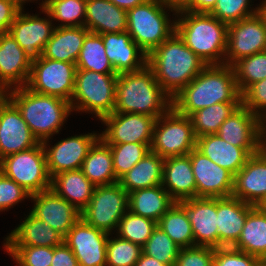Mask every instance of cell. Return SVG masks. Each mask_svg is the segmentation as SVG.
<instances>
[{
	"label": "cell",
	"instance_id": "1",
	"mask_svg": "<svg viewBox=\"0 0 266 266\" xmlns=\"http://www.w3.org/2000/svg\"><path fill=\"white\" fill-rule=\"evenodd\" d=\"M218 103H242L234 69L226 64L207 65L172 98V107L185 116Z\"/></svg>",
	"mask_w": 266,
	"mask_h": 266
},
{
	"label": "cell",
	"instance_id": "2",
	"mask_svg": "<svg viewBox=\"0 0 266 266\" xmlns=\"http://www.w3.org/2000/svg\"><path fill=\"white\" fill-rule=\"evenodd\" d=\"M147 65L154 72L162 89L173 98L206 66L176 31L147 56Z\"/></svg>",
	"mask_w": 266,
	"mask_h": 266
},
{
	"label": "cell",
	"instance_id": "3",
	"mask_svg": "<svg viewBox=\"0 0 266 266\" xmlns=\"http://www.w3.org/2000/svg\"><path fill=\"white\" fill-rule=\"evenodd\" d=\"M172 107V98L146 64L134 72L118 74L114 112L143 114L156 119Z\"/></svg>",
	"mask_w": 266,
	"mask_h": 266
},
{
	"label": "cell",
	"instance_id": "4",
	"mask_svg": "<svg viewBox=\"0 0 266 266\" xmlns=\"http://www.w3.org/2000/svg\"><path fill=\"white\" fill-rule=\"evenodd\" d=\"M4 95L17 107L34 137L42 143L59 133L72 111L70 102L36 93L27 86L13 88Z\"/></svg>",
	"mask_w": 266,
	"mask_h": 266
},
{
	"label": "cell",
	"instance_id": "5",
	"mask_svg": "<svg viewBox=\"0 0 266 266\" xmlns=\"http://www.w3.org/2000/svg\"><path fill=\"white\" fill-rule=\"evenodd\" d=\"M175 15V31L184 43L207 65L224 64L228 25L209 13L183 10Z\"/></svg>",
	"mask_w": 266,
	"mask_h": 266
},
{
	"label": "cell",
	"instance_id": "6",
	"mask_svg": "<svg viewBox=\"0 0 266 266\" xmlns=\"http://www.w3.org/2000/svg\"><path fill=\"white\" fill-rule=\"evenodd\" d=\"M166 8L162 0H146L127 10V32L147 56L175 31Z\"/></svg>",
	"mask_w": 266,
	"mask_h": 266
},
{
	"label": "cell",
	"instance_id": "7",
	"mask_svg": "<svg viewBox=\"0 0 266 266\" xmlns=\"http://www.w3.org/2000/svg\"><path fill=\"white\" fill-rule=\"evenodd\" d=\"M117 77L118 74L77 69L70 101L72 111L94 113L99 120L112 114L116 101Z\"/></svg>",
	"mask_w": 266,
	"mask_h": 266
},
{
	"label": "cell",
	"instance_id": "8",
	"mask_svg": "<svg viewBox=\"0 0 266 266\" xmlns=\"http://www.w3.org/2000/svg\"><path fill=\"white\" fill-rule=\"evenodd\" d=\"M196 148V137L189 116L171 107L156 119L150 151L162 158L188 155Z\"/></svg>",
	"mask_w": 266,
	"mask_h": 266
},
{
	"label": "cell",
	"instance_id": "9",
	"mask_svg": "<svg viewBox=\"0 0 266 266\" xmlns=\"http://www.w3.org/2000/svg\"><path fill=\"white\" fill-rule=\"evenodd\" d=\"M0 171L30 195L51 189V177L42 143L4 157L0 160Z\"/></svg>",
	"mask_w": 266,
	"mask_h": 266
},
{
	"label": "cell",
	"instance_id": "10",
	"mask_svg": "<svg viewBox=\"0 0 266 266\" xmlns=\"http://www.w3.org/2000/svg\"><path fill=\"white\" fill-rule=\"evenodd\" d=\"M128 211V192L117 182L96 186L81 218L97 229L111 234Z\"/></svg>",
	"mask_w": 266,
	"mask_h": 266
},
{
	"label": "cell",
	"instance_id": "11",
	"mask_svg": "<svg viewBox=\"0 0 266 266\" xmlns=\"http://www.w3.org/2000/svg\"><path fill=\"white\" fill-rule=\"evenodd\" d=\"M76 64L41 57L31 66L27 87L39 94L71 101L76 76Z\"/></svg>",
	"mask_w": 266,
	"mask_h": 266
},
{
	"label": "cell",
	"instance_id": "12",
	"mask_svg": "<svg viewBox=\"0 0 266 266\" xmlns=\"http://www.w3.org/2000/svg\"><path fill=\"white\" fill-rule=\"evenodd\" d=\"M266 50V23L257 13L228 25L224 64L232 66L239 59Z\"/></svg>",
	"mask_w": 266,
	"mask_h": 266
},
{
	"label": "cell",
	"instance_id": "13",
	"mask_svg": "<svg viewBox=\"0 0 266 266\" xmlns=\"http://www.w3.org/2000/svg\"><path fill=\"white\" fill-rule=\"evenodd\" d=\"M107 127L100 134L106 144H151L155 117L134 113L113 112L102 120Z\"/></svg>",
	"mask_w": 266,
	"mask_h": 266
},
{
	"label": "cell",
	"instance_id": "14",
	"mask_svg": "<svg viewBox=\"0 0 266 266\" xmlns=\"http://www.w3.org/2000/svg\"><path fill=\"white\" fill-rule=\"evenodd\" d=\"M110 234L88 225L82 218L64 236L79 266H106Z\"/></svg>",
	"mask_w": 266,
	"mask_h": 266
},
{
	"label": "cell",
	"instance_id": "15",
	"mask_svg": "<svg viewBox=\"0 0 266 266\" xmlns=\"http://www.w3.org/2000/svg\"><path fill=\"white\" fill-rule=\"evenodd\" d=\"M38 144L17 107L0 94V160Z\"/></svg>",
	"mask_w": 266,
	"mask_h": 266
},
{
	"label": "cell",
	"instance_id": "16",
	"mask_svg": "<svg viewBox=\"0 0 266 266\" xmlns=\"http://www.w3.org/2000/svg\"><path fill=\"white\" fill-rule=\"evenodd\" d=\"M196 181V198L230 197L234 187V175L203 155L196 148L189 154Z\"/></svg>",
	"mask_w": 266,
	"mask_h": 266
},
{
	"label": "cell",
	"instance_id": "17",
	"mask_svg": "<svg viewBox=\"0 0 266 266\" xmlns=\"http://www.w3.org/2000/svg\"><path fill=\"white\" fill-rule=\"evenodd\" d=\"M99 138L100 134L96 133L75 135L57 142L51 148L47 147V141L42 142L50 177L63 171L81 169L89 149Z\"/></svg>",
	"mask_w": 266,
	"mask_h": 266
},
{
	"label": "cell",
	"instance_id": "18",
	"mask_svg": "<svg viewBox=\"0 0 266 266\" xmlns=\"http://www.w3.org/2000/svg\"><path fill=\"white\" fill-rule=\"evenodd\" d=\"M52 21L49 18L24 14L21 9L11 24L9 33L24 50L31 63L42 57L44 47L55 29Z\"/></svg>",
	"mask_w": 266,
	"mask_h": 266
},
{
	"label": "cell",
	"instance_id": "19",
	"mask_svg": "<svg viewBox=\"0 0 266 266\" xmlns=\"http://www.w3.org/2000/svg\"><path fill=\"white\" fill-rule=\"evenodd\" d=\"M176 203L191 223L194 246L218 248L217 198H189Z\"/></svg>",
	"mask_w": 266,
	"mask_h": 266
},
{
	"label": "cell",
	"instance_id": "20",
	"mask_svg": "<svg viewBox=\"0 0 266 266\" xmlns=\"http://www.w3.org/2000/svg\"><path fill=\"white\" fill-rule=\"evenodd\" d=\"M30 198L35 201L31 213L63 237L81 219V212L52 189L33 194Z\"/></svg>",
	"mask_w": 266,
	"mask_h": 266
},
{
	"label": "cell",
	"instance_id": "21",
	"mask_svg": "<svg viewBox=\"0 0 266 266\" xmlns=\"http://www.w3.org/2000/svg\"><path fill=\"white\" fill-rule=\"evenodd\" d=\"M32 63L8 32L0 35V94L27 85ZM14 86V87H13Z\"/></svg>",
	"mask_w": 266,
	"mask_h": 266
},
{
	"label": "cell",
	"instance_id": "22",
	"mask_svg": "<svg viewBox=\"0 0 266 266\" xmlns=\"http://www.w3.org/2000/svg\"><path fill=\"white\" fill-rule=\"evenodd\" d=\"M232 197L258 206L266 196V157L259 151L234 175Z\"/></svg>",
	"mask_w": 266,
	"mask_h": 266
},
{
	"label": "cell",
	"instance_id": "23",
	"mask_svg": "<svg viewBox=\"0 0 266 266\" xmlns=\"http://www.w3.org/2000/svg\"><path fill=\"white\" fill-rule=\"evenodd\" d=\"M100 35L108 60L116 74L138 71L147 64V55L133 41L127 31Z\"/></svg>",
	"mask_w": 266,
	"mask_h": 266
},
{
	"label": "cell",
	"instance_id": "24",
	"mask_svg": "<svg viewBox=\"0 0 266 266\" xmlns=\"http://www.w3.org/2000/svg\"><path fill=\"white\" fill-rule=\"evenodd\" d=\"M196 149L215 164L235 175L259 147H237L223 140L218 134L196 138Z\"/></svg>",
	"mask_w": 266,
	"mask_h": 266
},
{
	"label": "cell",
	"instance_id": "25",
	"mask_svg": "<svg viewBox=\"0 0 266 266\" xmlns=\"http://www.w3.org/2000/svg\"><path fill=\"white\" fill-rule=\"evenodd\" d=\"M253 207L232 196L217 198L218 248L232 247L238 241Z\"/></svg>",
	"mask_w": 266,
	"mask_h": 266
},
{
	"label": "cell",
	"instance_id": "26",
	"mask_svg": "<svg viewBox=\"0 0 266 266\" xmlns=\"http://www.w3.org/2000/svg\"><path fill=\"white\" fill-rule=\"evenodd\" d=\"M261 119L241 105L220 126L217 134L237 147H259Z\"/></svg>",
	"mask_w": 266,
	"mask_h": 266
},
{
	"label": "cell",
	"instance_id": "27",
	"mask_svg": "<svg viewBox=\"0 0 266 266\" xmlns=\"http://www.w3.org/2000/svg\"><path fill=\"white\" fill-rule=\"evenodd\" d=\"M162 186L175 202L196 198V181L189 155L164 159Z\"/></svg>",
	"mask_w": 266,
	"mask_h": 266
},
{
	"label": "cell",
	"instance_id": "28",
	"mask_svg": "<svg viewBox=\"0 0 266 266\" xmlns=\"http://www.w3.org/2000/svg\"><path fill=\"white\" fill-rule=\"evenodd\" d=\"M96 34L127 31V11L110 0H87L85 25Z\"/></svg>",
	"mask_w": 266,
	"mask_h": 266
},
{
	"label": "cell",
	"instance_id": "29",
	"mask_svg": "<svg viewBox=\"0 0 266 266\" xmlns=\"http://www.w3.org/2000/svg\"><path fill=\"white\" fill-rule=\"evenodd\" d=\"M63 238L59 232L30 212L28 217L5 238L4 246L56 247L63 243Z\"/></svg>",
	"mask_w": 266,
	"mask_h": 266
},
{
	"label": "cell",
	"instance_id": "30",
	"mask_svg": "<svg viewBox=\"0 0 266 266\" xmlns=\"http://www.w3.org/2000/svg\"><path fill=\"white\" fill-rule=\"evenodd\" d=\"M90 31L85 27L55 26L42 57L76 64L84 39Z\"/></svg>",
	"mask_w": 266,
	"mask_h": 266
},
{
	"label": "cell",
	"instance_id": "31",
	"mask_svg": "<svg viewBox=\"0 0 266 266\" xmlns=\"http://www.w3.org/2000/svg\"><path fill=\"white\" fill-rule=\"evenodd\" d=\"M95 187L81 169L63 171L51 178V189L80 212L87 207Z\"/></svg>",
	"mask_w": 266,
	"mask_h": 266
},
{
	"label": "cell",
	"instance_id": "32",
	"mask_svg": "<svg viewBox=\"0 0 266 266\" xmlns=\"http://www.w3.org/2000/svg\"><path fill=\"white\" fill-rule=\"evenodd\" d=\"M174 203L162 184L128 193V210L157 223Z\"/></svg>",
	"mask_w": 266,
	"mask_h": 266
},
{
	"label": "cell",
	"instance_id": "33",
	"mask_svg": "<svg viewBox=\"0 0 266 266\" xmlns=\"http://www.w3.org/2000/svg\"><path fill=\"white\" fill-rule=\"evenodd\" d=\"M164 158L149 151L118 183L128 192L162 184Z\"/></svg>",
	"mask_w": 266,
	"mask_h": 266
},
{
	"label": "cell",
	"instance_id": "34",
	"mask_svg": "<svg viewBox=\"0 0 266 266\" xmlns=\"http://www.w3.org/2000/svg\"><path fill=\"white\" fill-rule=\"evenodd\" d=\"M232 247L266 259V211L254 206L248 212L241 235Z\"/></svg>",
	"mask_w": 266,
	"mask_h": 266
},
{
	"label": "cell",
	"instance_id": "35",
	"mask_svg": "<svg viewBox=\"0 0 266 266\" xmlns=\"http://www.w3.org/2000/svg\"><path fill=\"white\" fill-rule=\"evenodd\" d=\"M81 170L95 186L118 182L113 170L112 152L101 138L89 149Z\"/></svg>",
	"mask_w": 266,
	"mask_h": 266
},
{
	"label": "cell",
	"instance_id": "36",
	"mask_svg": "<svg viewBox=\"0 0 266 266\" xmlns=\"http://www.w3.org/2000/svg\"><path fill=\"white\" fill-rule=\"evenodd\" d=\"M241 105L242 103H218L192 113L189 118L195 137L217 134L221 124Z\"/></svg>",
	"mask_w": 266,
	"mask_h": 266
},
{
	"label": "cell",
	"instance_id": "37",
	"mask_svg": "<svg viewBox=\"0 0 266 266\" xmlns=\"http://www.w3.org/2000/svg\"><path fill=\"white\" fill-rule=\"evenodd\" d=\"M76 67L103 74H116L108 60L100 34L89 32L86 35L76 61Z\"/></svg>",
	"mask_w": 266,
	"mask_h": 266
},
{
	"label": "cell",
	"instance_id": "38",
	"mask_svg": "<svg viewBox=\"0 0 266 266\" xmlns=\"http://www.w3.org/2000/svg\"><path fill=\"white\" fill-rule=\"evenodd\" d=\"M157 226L179 247L194 246V235L184 210L175 202L160 218Z\"/></svg>",
	"mask_w": 266,
	"mask_h": 266
},
{
	"label": "cell",
	"instance_id": "39",
	"mask_svg": "<svg viewBox=\"0 0 266 266\" xmlns=\"http://www.w3.org/2000/svg\"><path fill=\"white\" fill-rule=\"evenodd\" d=\"M86 2L87 0H44L40 6L49 18L61 21L62 24L58 27H81L85 25Z\"/></svg>",
	"mask_w": 266,
	"mask_h": 266
},
{
	"label": "cell",
	"instance_id": "40",
	"mask_svg": "<svg viewBox=\"0 0 266 266\" xmlns=\"http://www.w3.org/2000/svg\"><path fill=\"white\" fill-rule=\"evenodd\" d=\"M232 67L242 94L250 85L266 78V50L241 58Z\"/></svg>",
	"mask_w": 266,
	"mask_h": 266
},
{
	"label": "cell",
	"instance_id": "41",
	"mask_svg": "<svg viewBox=\"0 0 266 266\" xmlns=\"http://www.w3.org/2000/svg\"><path fill=\"white\" fill-rule=\"evenodd\" d=\"M107 145L112 152L113 170L117 180L136 165L150 151L151 146V144L132 142Z\"/></svg>",
	"mask_w": 266,
	"mask_h": 266
},
{
	"label": "cell",
	"instance_id": "42",
	"mask_svg": "<svg viewBox=\"0 0 266 266\" xmlns=\"http://www.w3.org/2000/svg\"><path fill=\"white\" fill-rule=\"evenodd\" d=\"M156 227L157 222L128 210L119 221L117 233L120 238L143 247Z\"/></svg>",
	"mask_w": 266,
	"mask_h": 266
},
{
	"label": "cell",
	"instance_id": "43",
	"mask_svg": "<svg viewBox=\"0 0 266 266\" xmlns=\"http://www.w3.org/2000/svg\"><path fill=\"white\" fill-rule=\"evenodd\" d=\"M142 251L160 263L175 266L180 248L157 226L142 247Z\"/></svg>",
	"mask_w": 266,
	"mask_h": 266
},
{
	"label": "cell",
	"instance_id": "44",
	"mask_svg": "<svg viewBox=\"0 0 266 266\" xmlns=\"http://www.w3.org/2000/svg\"><path fill=\"white\" fill-rule=\"evenodd\" d=\"M142 247L129 240L108 239L106 266H135L142 254Z\"/></svg>",
	"mask_w": 266,
	"mask_h": 266
},
{
	"label": "cell",
	"instance_id": "45",
	"mask_svg": "<svg viewBox=\"0 0 266 266\" xmlns=\"http://www.w3.org/2000/svg\"><path fill=\"white\" fill-rule=\"evenodd\" d=\"M18 266H51L54 247L4 246Z\"/></svg>",
	"mask_w": 266,
	"mask_h": 266
},
{
	"label": "cell",
	"instance_id": "46",
	"mask_svg": "<svg viewBox=\"0 0 266 266\" xmlns=\"http://www.w3.org/2000/svg\"><path fill=\"white\" fill-rule=\"evenodd\" d=\"M250 2V0H217L209 14L229 25L258 13L259 6L252 10L249 7Z\"/></svg>",
	"mask_w": 266,
	"mask_h": 266
},
{
	"label": "cell",
	"instance_id": "47",
	"mask_svg": "<svg viewBox=\"0 0 266 266\" xmlns=\"http://www.w3.org/2000/svg\"><path fill=\"white\" fill-rule=\"evenodd\" d=\"M213 266H262V260L233 247H219L214 249Z\"/></svg>",
	"mask_w": 266,
	"mask_h": 266
},
{
	"label": "cell",
	"instance_id": "48",
	"mask_svg": "<svg viewBox=\"0 0 266 266\" xmlns=\"http://www.w3.org/2000/svg\"><path fill=\"white\" fill-rule=\"evenodd\" d=\"M241 97L245 108L261 120L266 119V78L250 85Z\"/></svg>",
	"mask_w": 266,
	"mask_h": 266
},
{
	"label": "cell",
	"instance_id": "49",
	"mask_svg": "<svg viewBox=\"0 0 266 266\" xmlns=\"http://www.w3.org/2000/svg\"><path fill=\"white\" fill-rule=\"evenodd\" d=\"M214 248L192 246L180 248L175 266H213Z\"/></svg>",
	"mask_w": 266,
	"mask_h": 266
},
{
	"label": "cell",
	"instance_id": "50",
	"mask_svg": "<svg viewBox=\"0 0 266 266\" xmlns=\"http://www.w3.org/2000/svg\"><path fill=\"white\" fill-rule=\"evenodd\" d=\"M30 196L22 186L0 171V211L11 208L21 200L30 198Z\"/></svg>",
	"mask_w": 266,
	"mask_h": 266
},
{
	"label": "cell",
	"instance_id": "51",
	"mask_svg": "<svg viewBox=\"0 0 266 266\" xmlns=\"http://www.w3.org/2000/svg\"><path fill=\"white\" fill-rule=\"evenodd\" d=\"M21 9L23 8L14 0H0V35L9 32Z\"/></svg>",
	"mask_w": 266,
	"mask_h": 266
},
{
	"label": "cell",
	"instance_id": "52",
	"mask_svg": "<svg viewBox=\"0 0 266 266\" xmlns=\"http://www.w3.org/2000/svg\"><path fill=\"white\" fill-rule=\"evenodd\" d=\"M51 266H79L72 250L63 242L54 247V256Z\"/></svg>",
	"mask_w": 266,
	"mask_h": 266
},
{
	"label": "cell",
	"instance_id": "53",
	"mask_svg": "<svg viewBox=\"0 0 266 266\" xmlns=\"http://www.w3.org/2000/svg\"><path fill=\"white\" fill-rule=\"evenodd\" d=\"M217 0H193L185 9L193 13H209L215 6Z\"/></svg>",
	"mask_w": 266,
	"mask_h": 266
},
{
	"label": "cell",
	"instance_id": "54",
	"mask_svg": "<svg viewBox=\"0 0 266 266\" xmlns=\"http://www.w3.org/2000/svg\"><path fill=\"white\" fill-rule=\"evenodd\" d=\"M193 0H162V2L171 9V12H175V14L179 11L185 10Z\"/></svg>",
	"mask_w": 266,
	"mask_h": 266
},
{
	"label": "cell",
	"instance_id": "55",
	"mask_svg": "<svg viewBox=\"0 0 266 266\" xmlns=\"http://www.w3.org/2000/svg\"><path fill=\"white\" fill-rule=\"evenodd\" d=\"M114 5L121 9L129 10L135 6L143 4L146 0H110Z\"/></svg>",
	"mask_w": 266,
	"mask_h": 266
},
{
	"label": "cell",
	"instance_id": "56",
	"mask_svg": "<svg viewBox=\"0 0 266 266\" xmlns=\"http://www.w3.org/2000/svg\"><path fill=\"white\" fill-rule=\"evenodd\" d=\"M135 266H168L164 263H160L158 260L150 257L142 252L140 258L136 262Z\"/></svg>",
	"mask_w": 266,
	"mask_h": 266
},
{
	"label": "cell",
	"instance_id": "57",
	"mask_svg": "<svg viewBox=\"0 0 266 266\" xmlns=\"http://www.w3.org/2000/svg\"><path fill=\"white\" fill-rule=\"evenodd\" d=\"M266 119L261 120L259 151L266 157Z\"/></svg>",
	"mask_w": 266,
	"mask_h": 266
},
{
	"label": "cell",
	"instance_id": "58",
	"mask_svg": "<svg viewBox=\"0 0 266 266\" xmlns=\"http://www.w3.org/2000/svg\"><path fill=\"white\" fill-rule=\"evenodd\" d=\"M258 13L263 17L266 23V4H261L258 10Z\"/></svg>",
	"mask_w": 266,
	"mask_h": 266
},
{
	"label": "cell",
	"instance_id": "59",
	"mask_svg": "<svg viewBox=\"0 0 266 266\" xmlns=\"http://www.w3.org/2000/svg\"><path fill=\"white\" fill-rule=\"evenodd\" d=\"M259 209L266 211V196L263 201L257 206Z\"/></svg>",
	"mask_w": 266,
	"mask_h": 266
},
{
	"label": "cell",
	"instance_id": "60",
	"mask_svg": "<svg viewBox=\"0 0 266 266\" xmlns=\"http://www.w3.org/2000/svg\"><path fill=\"white\" fill-rule=\"evenodd\" d=\"M14 1H16L23 8L24 2L22 0H14Z\"/></svg>",
	"mask_w": 266,
	"mask_h": 266
},
{
	"label": "cell",
	"instance_id": "61",
	"mask_svg": "<svg viewBox=\"0 0 266 266\" xmlns=\"http://www.w3.org/2000/svg\"><path fill=\"white\" fill-rule=\"evenodd\" d=\"M262 266H266V259L262 260Z\"/></svg>",
	"mask_w": 266,
	"mask_h": 266
}]
</instances>
